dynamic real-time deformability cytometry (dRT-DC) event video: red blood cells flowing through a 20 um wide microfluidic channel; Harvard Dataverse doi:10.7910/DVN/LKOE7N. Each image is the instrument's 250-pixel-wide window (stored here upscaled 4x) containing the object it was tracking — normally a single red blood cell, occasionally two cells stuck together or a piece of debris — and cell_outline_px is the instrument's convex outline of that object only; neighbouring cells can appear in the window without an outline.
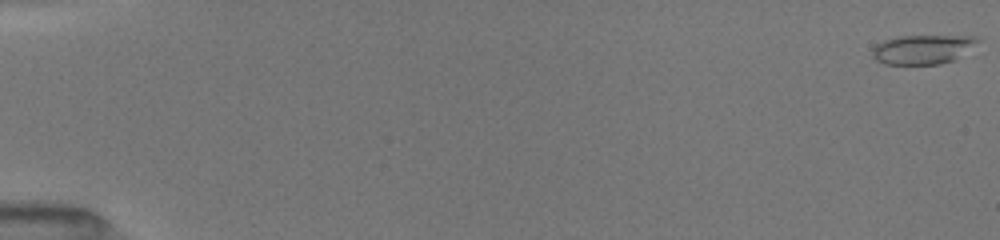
{"species": "common noctule bat (a hibernating species)", "species_latin": "Nyctalus noctula", "temperature_condition": "room temperature", "stored_images_in_passage": 58, "camera_frame_rate_fps": 3000, "um_per_image_px": 0.085, "animal": {"sex": "female", "body_mass_g": 19.5, "forearm_length_mm": 54.1}, "frame": {"image": 1, "passage_image": 1, "time_ms": 0.0, "image_size_px": [1000, 240], "cell_outline_px": [[980, 40], [956, 60], [940, 64], [884, 64], [876, 60], [872, 56], [872, 48], [876, 44], [884, 40], [900, 36], [976, 36]], "centroid_in_image_um": [78.41, 4.2], "position_along_channel_um": 6.6, "area_um2": 17.98}}
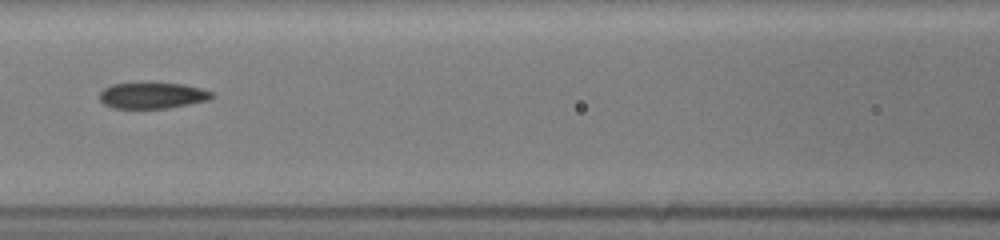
{"frame": {"image": 2, "passage_image": 20, "time_ms": 8.0, "image_size_px": [1000, 240], "cell_outline_px": [[216, 96], [208, 100], [168, 108], [112, 108], [104, 104], [100, 100], [100, 92], [104, 88], [112, 84], [148, 80], [184, 84], [200, 88], [212, 92]], "centroid_in_image_um": [12.94, 8.07], "position_along_channel_um": 153.7, "area_um2": 17.8}}
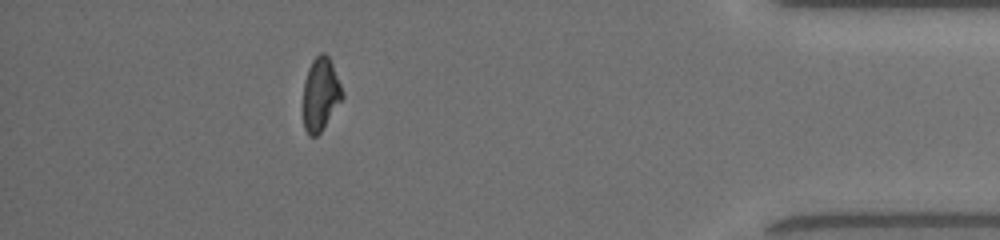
{"frame": {"image": 3, "passage_image": 50, "time_ms": 15.333, "image_size_px": [1000, 240], "cell_outline_px": [[344, 96], [320, 132], [316, 136], [308, 136], [304, 128], [304, 80], [308, 68], [312, 60], [320, 52], [324, 52], [328, 56], [332, 64], [344, 92]], "centroid_in_image_um": [27.24, 7.98], "position_along_channel_um": 408.0, "area_um2": 16.53}, "authors_computed_cell_mechanics": {"area_um2": 17.629, "velocity_mm_per_s": 4.0471, "shape_relaxation_time_tau1_ms": 7.6576, "shape_relaxation_time_tau2_ms": 3.9708, "deformation_change_tau1": 0.1939, "deformation_change_tau2": 0.1087}}